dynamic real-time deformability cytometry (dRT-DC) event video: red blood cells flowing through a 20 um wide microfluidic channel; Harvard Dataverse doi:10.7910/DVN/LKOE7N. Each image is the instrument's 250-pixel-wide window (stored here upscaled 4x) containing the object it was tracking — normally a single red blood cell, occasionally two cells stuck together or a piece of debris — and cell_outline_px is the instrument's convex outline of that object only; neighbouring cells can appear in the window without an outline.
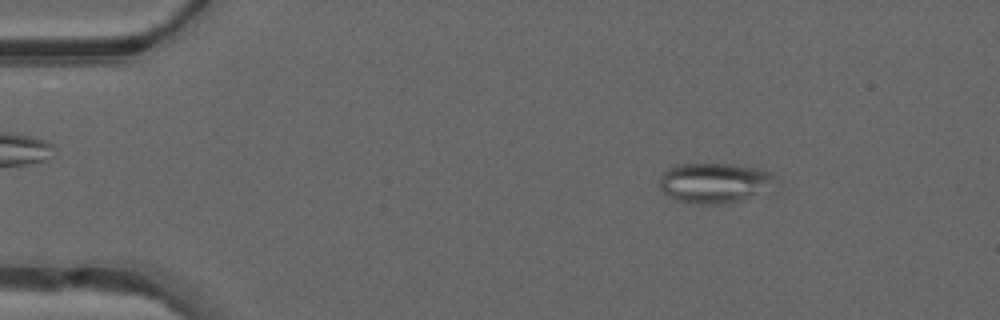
{"species": "common noctule bat (a hibernating species)", "species_latin": "Nyctalus noctula", "temperature_condition": "warm", "stored_images_in_passage": 48, "camera_frame_rate_fps": 3000, "um_per_image_px": 0.085, "animal": {"sex": "male", "forearm_length_mm": 52.5}, "frame": {"image": 1, "passage_image": 7, "time_ms": 2.0, "image_size_px": [1000, 320], "cell_outline_px": [[776, 180], [756, 192], [736, 200], [724, 204], [696, 204], [676, 200], [668, 196], [660, 188], [660, 176], [668, 168], [676, 164], [736, 164], [764, 168]], "centroid_in_image_um": [60.61, 15.51], "position_along_channel_um": 24.4, "area_um2": 26.41}}
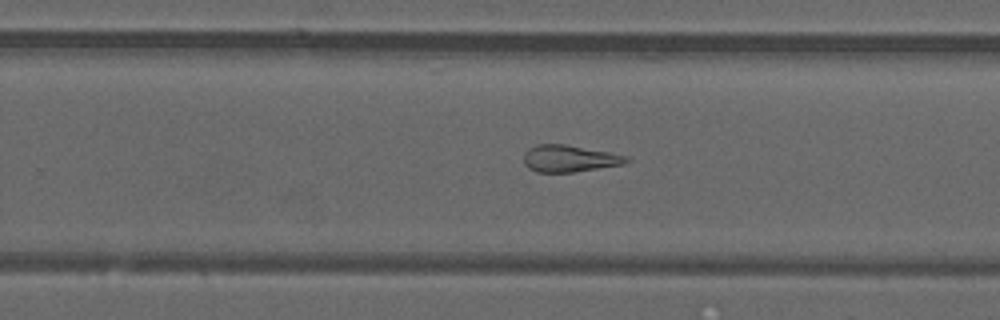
{"frame": {"image": 2, "passage_image": 31, "time_ms": 10.0, "image_size_px": [1000, 320], "cell_outline_px": [[632, 160], [624, 164], [572, 172], [536, 172], [528, 168], [524, 164], [524, 152], [528, 148], [536, 144], [564, 144], [608, 152], [628, 156]], "centroid_in_image_um": [48.38, 13.47], "position_along_channel_um": 281.4, "area_um2": 16.07}}
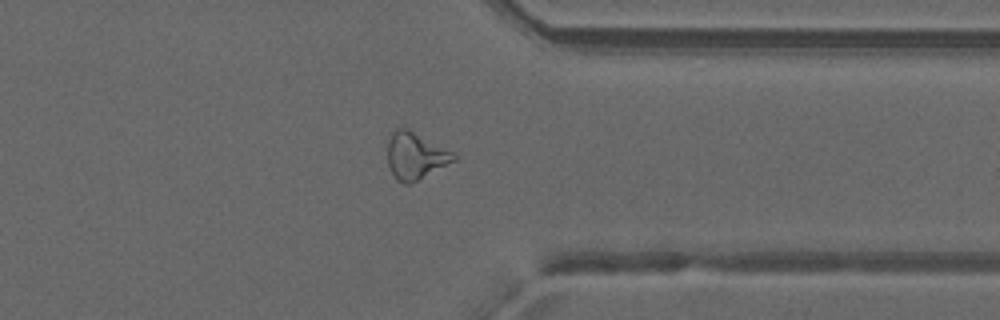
{"frame": {"image": 3, "passage_image": 38, "time_ms": 12.333, "image_size_px": [1000, 320], "cell_outline_px": [[460, 156], [456, 160], [408, 184], [404, 184], [396, 180], [388, 164], [388, 140], [392, 132], [396, 128], [408, 128]], "centroid_in_image_um": [35.3, 13.23], "position_along_channel_um": 376.1, "area_um2": 17.86}, "authors_computed_cell_mechanics": {"area_um2": 19.652, "velocity_mm_per_s": 4.2081, "shape_relaxation_time_tau1_ms": null, "shape_relaxation_time_tau2_ms": 3.0539, "deformation_change_tau1": null, "deformation_change_tau2": 0.1572}}